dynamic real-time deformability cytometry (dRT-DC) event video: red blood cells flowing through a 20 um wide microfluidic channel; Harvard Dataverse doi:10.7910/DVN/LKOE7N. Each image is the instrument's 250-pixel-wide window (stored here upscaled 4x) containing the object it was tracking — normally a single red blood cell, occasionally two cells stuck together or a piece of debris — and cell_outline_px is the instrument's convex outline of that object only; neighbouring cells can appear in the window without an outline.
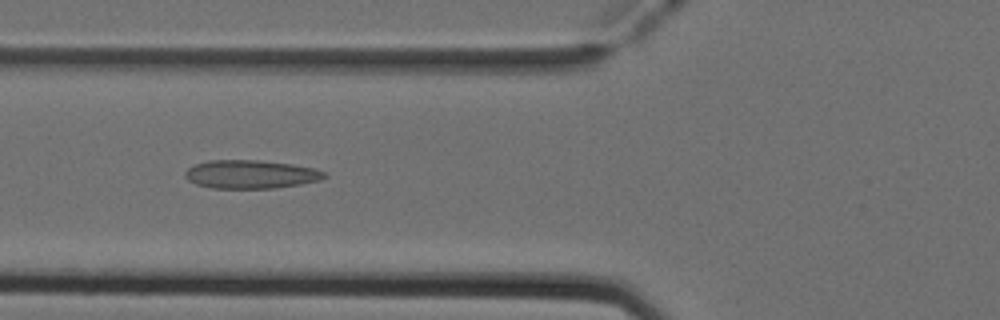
{"species": "Egyptian fruit bat (a non-hibernating species)", "species_latin": "Rousettus aegyptiacus", "temperature_condition": "cold", "stored_images_in_passage": 51, "camera_frame_rate_fps": 3000, "um_per_image_px": 0.085, "animal": {"sex": "female"}, "frame": {"image": 1, "passage_image": 19, "time_ms": 6.0, "image_size_px": [1000, 320], "cell_outline_px": [[328, 176], [320, 180], [300, 184], [276, 188], [212, 188], [196, 184], [188, 180], [184, 176], [184, 172], [188, 168], [196, 164], [208, 160], [256, 160], [292, 164], [312, 168], [324, 172]], "centroid_in_image_um": [21.29, 14.82], "position_along_channel_um": 104.5, "area_um2": 23.0}}
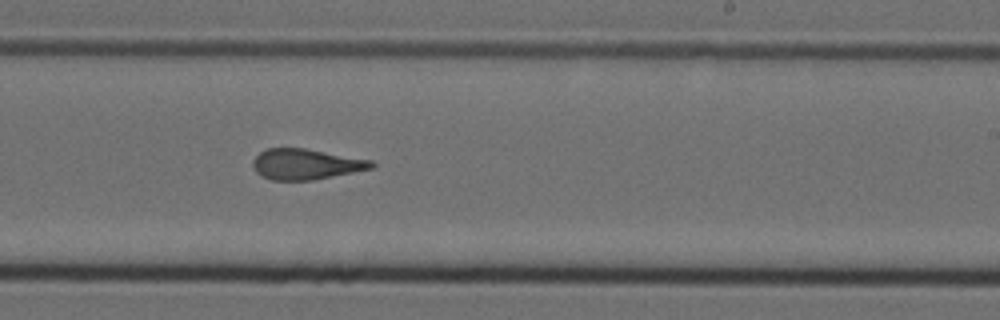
{"frame": {"image": 2, "passage_image": 31, "time_ms": 10.0, "image_size_px": [1000, 320], "cell_outline_px": [[376, 164], [372, 168], [312, 180], [272, 180], [260, 176], [256, 172], [252, 164], [252, 160], [260, 152], [268, 148], [304, 148], [372, 160]], "centroid_in_image_um": [25.97, 13.95], "position_along_channel_um": 263.0, "area_um2": 21.04}}
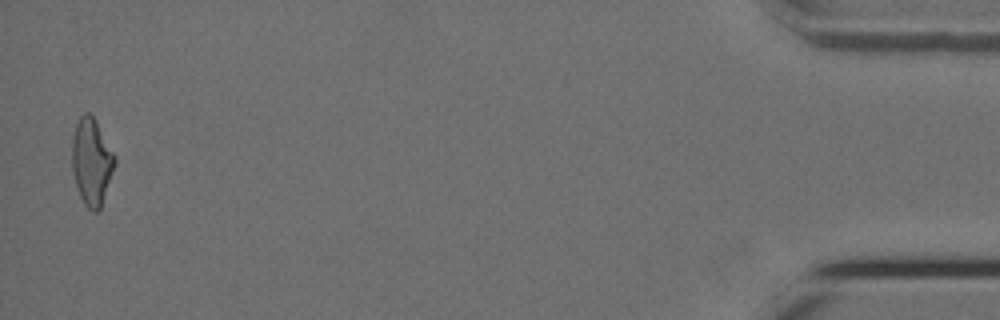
{"frame": {"image": 3, "passage_image": 50, "time_ms": 16.333, "image_size_px": [1000, 320], "cell_outline_px": [[116, 164], [100, 208], [96, 212], [92, 212], [84, 204], [80, 196], [72, 172], [72, 136], [76, 124], [80, 116], [84, 112], [88, 112], [96, 120], [116, 156]], "centroid_in_image_um": [7.79, 13.73], "position_along_channel_um": 427.4, "area_um2": 21.73}, "authors_computed_cell_mechanics": {"area_um2": 21.964, "velocity_mm_per_s": 3.9579, "shape_relaxation_time_tau1_ms": null, "shape_relaxation_time_tau2_ms": 2.1935, "deformation_change_tau1": null, "deformation_change_tau2": 0.1191}}